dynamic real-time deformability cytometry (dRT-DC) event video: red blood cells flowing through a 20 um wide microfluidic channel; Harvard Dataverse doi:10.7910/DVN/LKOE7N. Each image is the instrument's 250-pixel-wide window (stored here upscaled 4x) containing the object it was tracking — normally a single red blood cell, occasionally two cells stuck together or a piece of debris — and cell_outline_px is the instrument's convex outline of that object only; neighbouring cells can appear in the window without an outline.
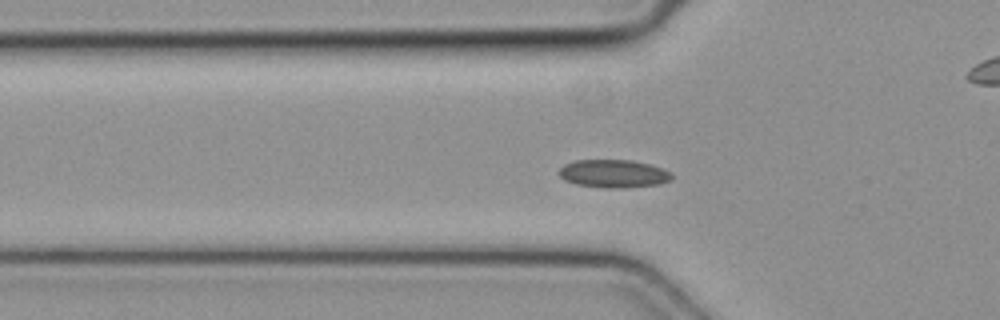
{"species": "common noctule bat (a hibernating species)", "species_latin": "Nyctalus noctula", "temperature_condition": "cold", "stored_images_in_passage": 38, "camera_frame_rate_fps": 3000, "um_per_image_px": 0.085, "animal": {"sex": "female", "body_mass_g": 19.3, "forearm_length_mm": 54.1}, "frame": {"image": 1, "passage_image": 5, "time_ms": 1.333, "image_size_px": [1000, 320], "cell_outline_px": [[672, 180], [660, 184], [624, 188], [604, 188], [576, 184], [564, 180], [560, 176], [560, 168], [564, 164], [576, 160], [632, 160], [652, 164], [664, 168], [672, 172]], "centroid_in_image_um": [52.21, 14.76], "position_along_channel_um": 73.6, "area_um2": 18.67}}
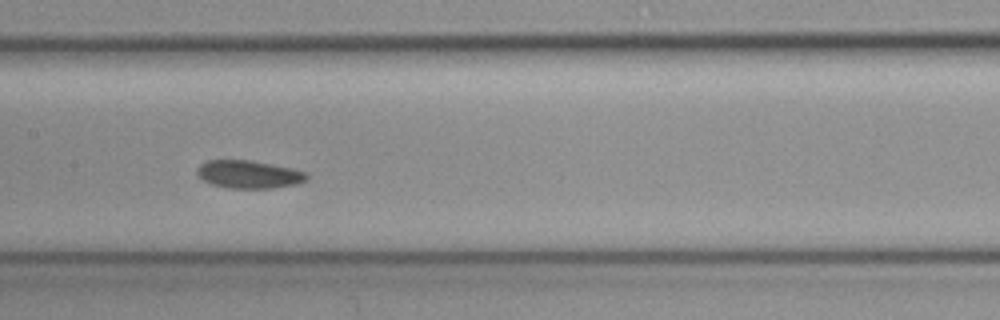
{"frame": {"image": 2, "passage_image": 13, "time_ms": 4.0, "image_size_px": [1000, 320], "cell_outline_px": [[308, 180], [300, 184], [272, 188], [228, 188], [212, 184], [200, 180], [196, 172], [196, 168], [200, 164], [208, 160], [252, 160], [292, 168], [304, 172], [308, 176]], "centroid_in_image_um": [21.14, 14.82], "position_along_channel_um": 186.3, "area_um2": 18.09}}
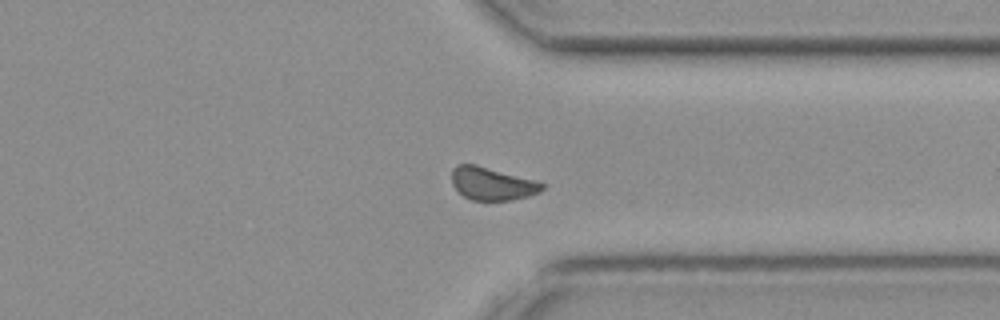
{"frame": {"image": 3, "passage_image": 26, "time_ms": 8.333, "image_size_px": [1000, 320], "cell_outline_px": [[544, 188], [540, 192], [528, 196], [508, 200], [472, 200], [464, 196], [452, 184], [452, 168], [456, 164], [476, 164], [536, 180], [544, 184]], "centroid_in_image_um": [41.82, 15.59], "position_along_channel_um": 369.6, "area_um2": 17.28}}